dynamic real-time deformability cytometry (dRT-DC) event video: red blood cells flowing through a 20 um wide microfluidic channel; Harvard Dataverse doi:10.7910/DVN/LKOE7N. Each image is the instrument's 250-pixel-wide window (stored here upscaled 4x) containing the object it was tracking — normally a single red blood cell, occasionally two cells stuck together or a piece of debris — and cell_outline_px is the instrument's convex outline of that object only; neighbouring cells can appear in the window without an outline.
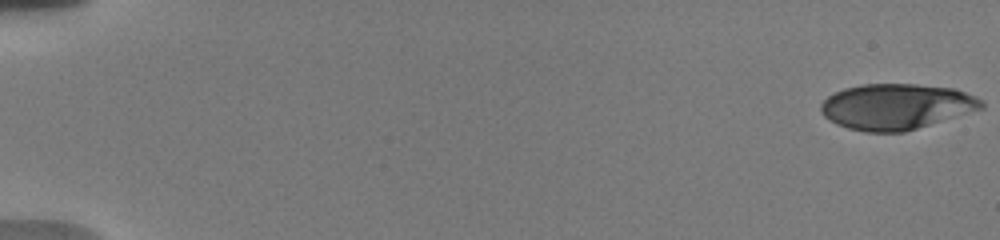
{"species": "human", "species_latin": "Homo sapiens", "temperature_condition": "warm", "stored_images_in_passage": 27, "camera_frame_rate_fps": 3000, "um_per_image_px": 0.085, "donor": {"sex": "male"}, "frame": {"image": 1, "passage_image": 1, "time_ms": 0.0, "image_size_px": [1000, 240], "cell_outline_px": [[984, 108], [904, 132], [864, 132], [848, 128], [836, 124], [824, 116], [820, 112], [820, 104], [828, 96], [844, 88], [860, 84], [916, 84], [952, 88], [976, 96], [984, 100]], "centroid_in_image_um": [76.18, 9.06], "position_along_channel_um": 8.8, "area_um2": 42.83}}
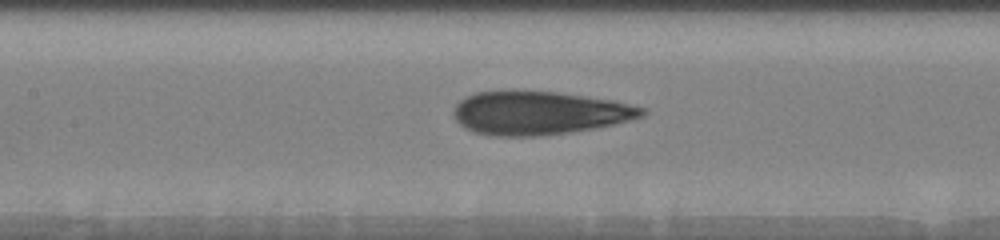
{"frame": {"image": 2, "passage_image": 16, "time_ms": 9.0, "image_size_px": [1000, 240], "cell_outline_px": [[648, 112], [644, 116], [596, 128], [568, 132], [532, 136], [496, 136], [476, 132], [464, 128], [452, 116], [452, 112], [456, 104], [464, 96], [476, 92], [500, 88], [516, 88], [560, 92], [612, 100], [648, 108]], "centroid_in_image_um": [45.77, 9.55], "position_along_channel_um": 161.6, "area_um2": 48.78}}
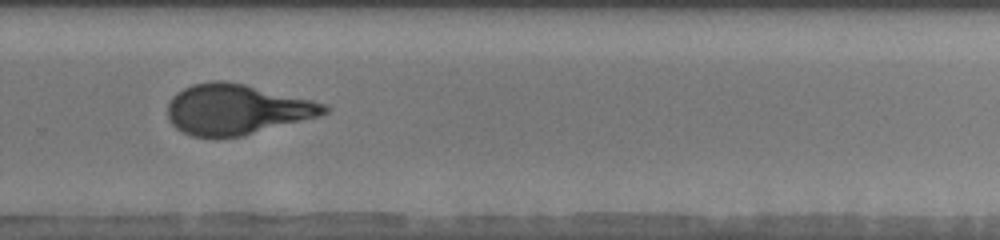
{"frame": {"image": 3, "passage_image": 26, "time_ms": 13.0, "image_size_px": [1000, 240], "cell_outline_px": [[332, 108], [328, 112], [320, 116], [240, 136], [192, 136], [176, 128], [168, 120], [168, 104], [172, 96], [176, 92], [192, 84], [212, 80], [224, 80], [244, 84], [312, 100], [328, 104]], "centroid_in_image_um": [20.12, 9.28], "position_along_channel_um": 309.7, "area_um2": 45.72}}